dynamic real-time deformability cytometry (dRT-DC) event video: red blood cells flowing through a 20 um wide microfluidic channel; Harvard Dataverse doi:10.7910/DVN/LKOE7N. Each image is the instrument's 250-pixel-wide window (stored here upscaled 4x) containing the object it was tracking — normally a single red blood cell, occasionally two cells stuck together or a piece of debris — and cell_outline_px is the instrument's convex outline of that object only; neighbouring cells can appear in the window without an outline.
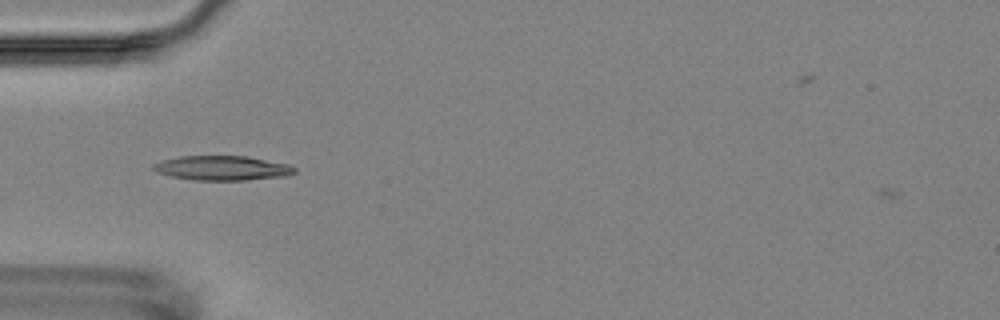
{"species": "Egyptian fruit bat (a non-hibernating species)", "species_latin": "Rousettus aegyptiacus", "temperature_condition": "room temperature", "stored_images_in_passage": 2, "camera_frame_rate_fps": 3000, "um_per_image_px": 0.085, "animal": {"sex": "female"}, "frame": {"image": 1, "passage_image": 1, "time_ms": 0.0, "image_size_px": [1000, 320], "cell_outline_px": [[296, 172], [288, 176], [248, 180], [192, 180], [172, 176], [156, 172], [152, 168], [152, 164], [164, 160], [180, 156], [248, 156], [288, 164], [296, 168]], "centroid_in_image_um": [18.92, 14.29], "position_along_channel_um": 66.1, "area_um2": 20.29}}